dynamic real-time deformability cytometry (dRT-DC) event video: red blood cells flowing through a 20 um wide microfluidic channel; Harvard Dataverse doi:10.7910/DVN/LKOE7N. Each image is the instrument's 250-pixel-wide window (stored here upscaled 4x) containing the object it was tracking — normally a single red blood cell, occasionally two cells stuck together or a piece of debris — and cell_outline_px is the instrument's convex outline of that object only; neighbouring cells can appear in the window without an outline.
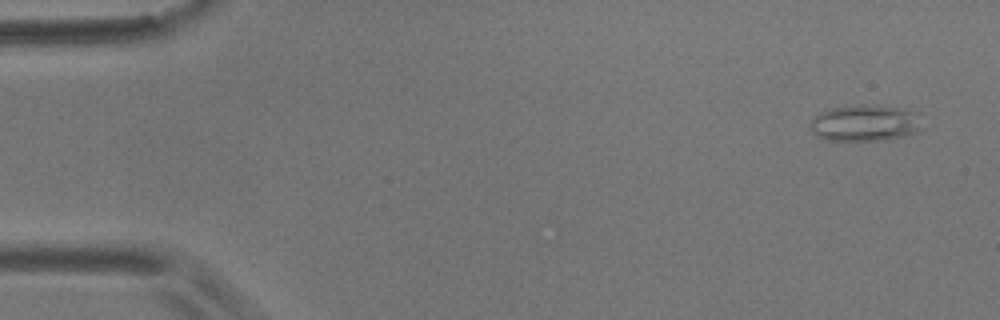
{"species": "common noctule bat (a hibernating species)", "species_latin": "Nyctalus noctula", "temperature_condition": "room temperature", "stored_images_in_passage": 54, "camera_frame_rate_fps": 3000, "um_per_image_px": 0.085, "animal": {"sex": "male", "body_mass_g": 17.9}, "frame": {"image": 1, "passage_image": 1, "time_ms": 0.0, "image_size_px": [1000, 320], "cell_outline_px": [[924, 128], [920, 132], [904, 136], [876, 140], [828, 140], [816, 136], [812, 132], [808, 124], [808, 120], [820, 112], [828, 108], [860, 104], [864, 104], [904, 108], [920, 112]], "centroid_in_image_um": [73.56, 10.44], "position_along_channel_um": 11.4, "area_um2": 24.51}}
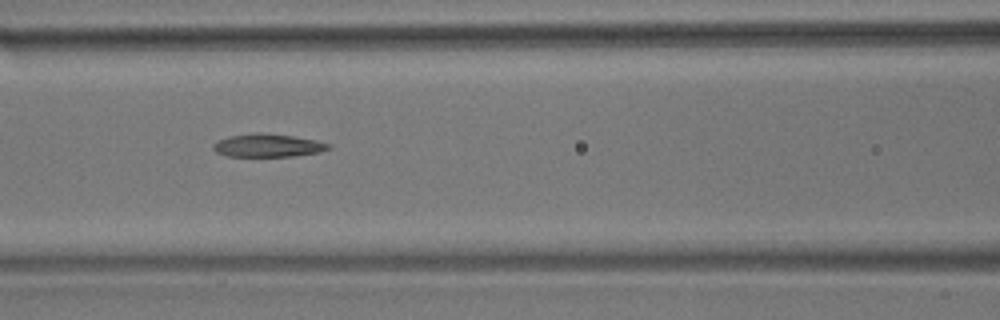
{"frame": {"image": 2, "passage_image": 22, "time_ms": 7.0, "image_size_px": [1000, 320], "cell_outline_px": [[332, 148], [320, 152], [292, 156], [228, 156], [216, 152], [212, 148], [212, 144], [228, 136], [256, 132], [260, 132], [292, 136], [316, 140], [332, 144]], "centroid_in_image_um": [22.78, 12.36], "position_along_channel_um": 143.8, "area_um2": 15.55}}
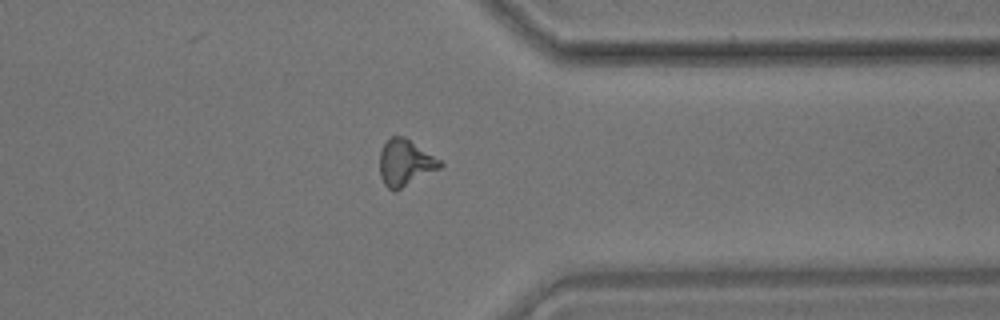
{"frame": {"image": 3, "passage_image": 42, "time_ms": 13.667, "image_size_px": [1000, 320], "cell_outline_px": [[444, 164], [440, 168], [396, 192], [392, 192], [384, 184], [380, 176], [380, 152], [384, 144], [392, 136], [404, 136], [440, 160]], "centroid_in_image_um": [34.43, 13.87], "position_along_channel_um": 377.0, "area_um2": 16.3}, "authors_computed_cell_mechanics": {"area_um2": 15.9528, "velocity_mm_per_s": 3.5794, "shape_relaxation_time_tau1_ms": 8.6558, "shape_relaxation_time_tau2_ms": 4.9057, "deformation_change_tau1": 0.2184, "deformation_change_tau2": 0.1544}}